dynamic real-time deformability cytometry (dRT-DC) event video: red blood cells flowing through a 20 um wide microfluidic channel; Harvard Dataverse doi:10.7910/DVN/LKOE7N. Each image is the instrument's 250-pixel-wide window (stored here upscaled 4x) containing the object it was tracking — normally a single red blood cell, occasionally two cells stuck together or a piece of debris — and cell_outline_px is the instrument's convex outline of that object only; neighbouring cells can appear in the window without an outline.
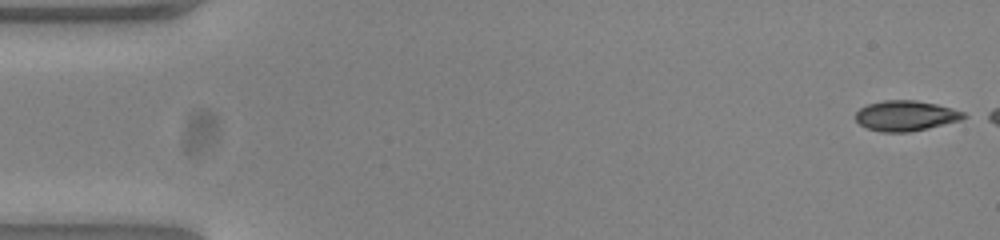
{"species": "common noctule bat (a hibernating species)", "species_latin": "Nyctalus noctula", "temperature_condition": "warm", "stored_images_in_passage": 6, "camera_frame_rate_fps": 3000, "um_per_image_px": 0.085, "animal": {"sex": "female", "body_mass_g": 23.0, "forearm_length_mm": 53.4}, "frame": {"image": 1, "passage_image": 1, "time_ms": 0.0, "image_size_px": [1000, 240], "cell_outline_px": [[968, 116], [960, 120], [928, 128], [908, 132], [880, 132], [868, 128], [860, 124], [856, 120], [856, 112], [860, 108], [868, 104], [884, 100], [916, 100], [936, 104], [952, 108], [964, 112]], "centroid_in_image_um": [76.99, 9.83], "position_along_channel_um": 8.0, "area_um2": 19.02}}